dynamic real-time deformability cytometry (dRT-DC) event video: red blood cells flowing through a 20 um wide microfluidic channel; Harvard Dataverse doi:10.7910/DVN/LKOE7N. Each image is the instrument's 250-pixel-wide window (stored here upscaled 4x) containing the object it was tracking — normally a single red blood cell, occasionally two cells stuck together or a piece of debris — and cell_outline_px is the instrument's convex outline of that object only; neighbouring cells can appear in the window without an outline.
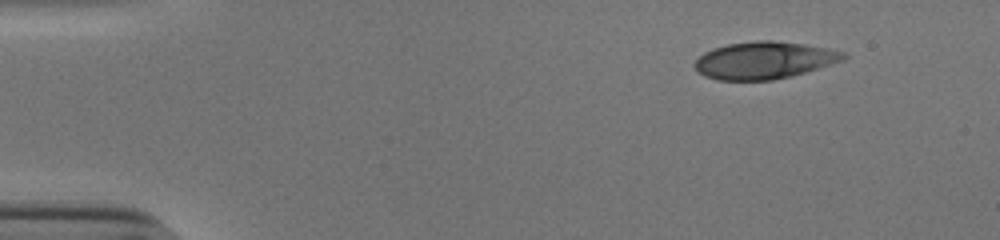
{"species": "human", "species_latin": "Homo sapiens", "temperature_condition": "cold", "stored_images_in_passage": 43, "camera_frame_rate_fps": 3000, "um_per_image_px": 0.085, "donor": {"sex": "male"}, "frame": {"image": 1, "passage_image": 1, "time_ms": 0.0, "image_size_px": [1000, 240], "cell_outline_px": [[848, 56], [844, 60], [832, 64], [792, 76], [772, 80], [716, 80], [704, 76], [696, 72], [692, 64], [704, 52], [712, 48], [728, 44], [756, 40], [772, 40], [804, 44], [828, 48], [848, 52]], "centroid_in_image_um": [64.95, 5.12], "position_along_channel_um": 20.0, "area_um2": 32.66}}
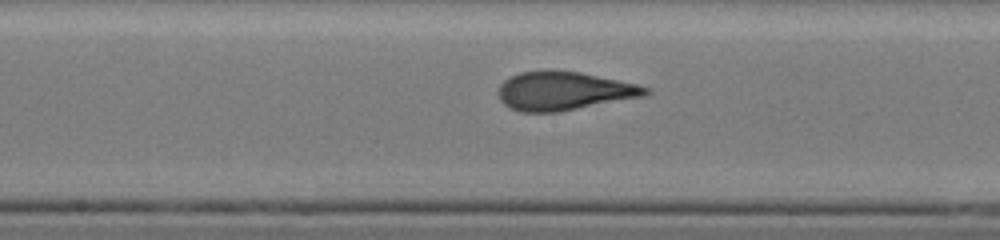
{"frame": {"image": 2, "passage_image": 23, "time_ms": 7.333, "image_size_px": [1000, 240], "cell_outline_px": [[652, 92], [644, 96], [560, 112], [520, 112], [504, 104], [500, 100], [500, 84], [508, 76], [520, 72], [580, 72], [636, 84], [652, 88]], "centroid_in_image_um": [47.96, 7.76], "position_along_channel_um": 200.2, "area_um2": 32.6}}
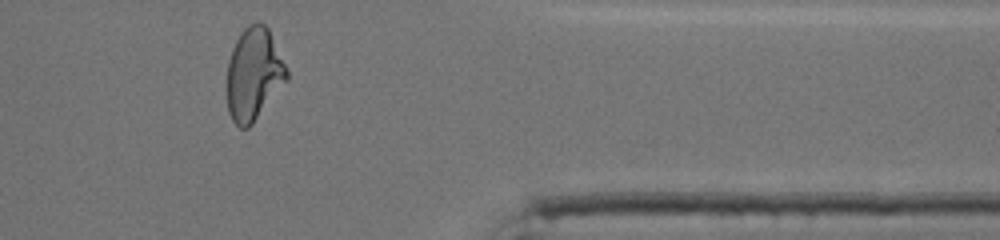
{"frame": {"image": 3, "passage_image": 39, "time_ms": 12.667, "image_size_px": [1000, 240], "cell_outline_px": [[288, 80], [252, 124], [248, 128], [240, 128], [232, 120], [228, 112], [224, 92], [224, 84], [228, 60], [232, 48], [236, 40], [244, 28], [248, 24], [256, 20], [260, 20], [268, 28], [288, 72]], "centroid_in_image_um": [21.51, 6.32], "position_along_channel_um": 389.9, "area_um2": 32.95}, "authors_computed_cell_mechanics": {"area_um2": 32.7148, "velocity_mm_per_s": 3.8629, "shape_relaxation_time_tau1_ms": 6.3572, "shape_relaxation_time_tau2_ms": 0.8622, "deformation_change_tau1": 0.2232, "deformation_change_tau2": 0.087}}